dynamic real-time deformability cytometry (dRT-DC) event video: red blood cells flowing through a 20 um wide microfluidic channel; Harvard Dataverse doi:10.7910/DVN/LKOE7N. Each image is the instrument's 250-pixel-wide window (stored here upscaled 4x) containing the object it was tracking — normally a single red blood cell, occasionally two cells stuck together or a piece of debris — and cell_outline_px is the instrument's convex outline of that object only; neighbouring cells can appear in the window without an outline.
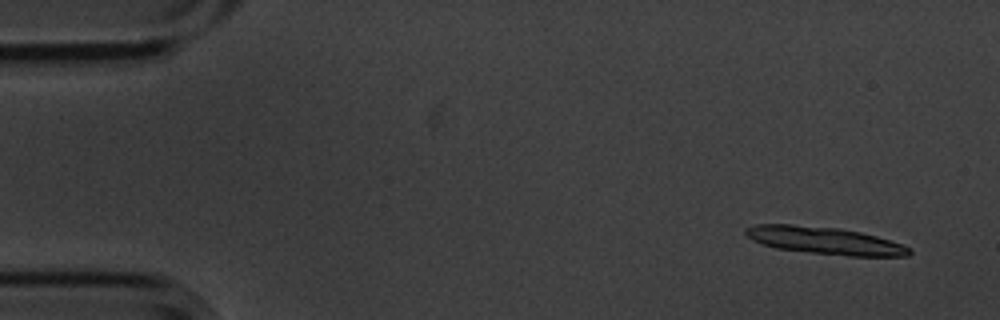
{"species": "common noctule bat (a hibernating species)", "species_latin": "Nyctalus noctula", "temperature_condition": "cold", "stored_images_in_passage": 7, "segment_of_instrument_passage": [1, 2], "camera_frame_rate_fps": 3000, "um_per_image_px": 0.085, "animal": {"sex": "male", "body_mass_g": 20.1, "forearm_length_mm": 53.5}, "frame": {"image": 1, "passage_image": 2, "time_ms": 0.333, "image_size_px": [1000, 320], "cell_outline_px": [[912, 252], [908, 256], [848, 256], [776, 248], [752, 240], [744, 232], [744, 228], [756, 224], [792, 224], [836, 228], [860, 232], [876, 236], [912, 248]], "centroid_in_image_um": [70.09, 20.44], "position_along_channel_um": 14.9, "area_um2": 25.78}}